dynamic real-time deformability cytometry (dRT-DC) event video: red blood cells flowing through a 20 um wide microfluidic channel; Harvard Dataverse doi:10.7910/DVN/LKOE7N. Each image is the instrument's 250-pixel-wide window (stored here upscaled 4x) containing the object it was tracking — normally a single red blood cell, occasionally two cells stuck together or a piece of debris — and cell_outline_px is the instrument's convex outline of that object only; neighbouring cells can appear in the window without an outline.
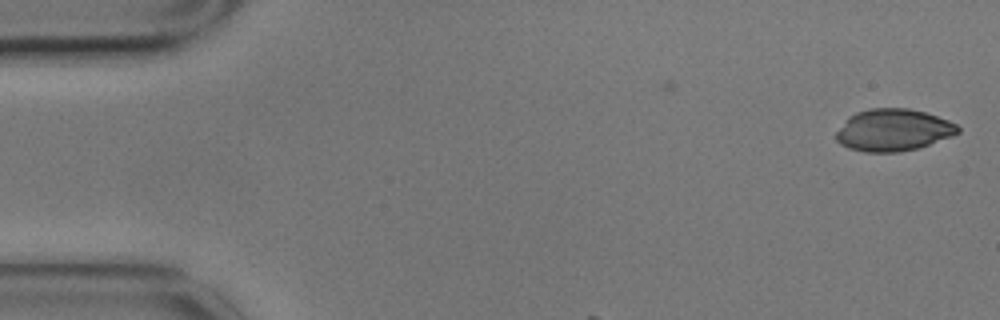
{"species": "common noctule bat (a hibernating species)", "species_latin": "Nyctalus noctula", "temperature_condition": "cold", "stored_images_in_passage": 8, "camera_frame_rate_fps": 3000, "um_per_image_px": 0.085, "animal": {"sex": "male", "body_mass_g": 17.9}, "frame": {"image": 1, "passage_image": 1, "time_ms": 0.0, "image_size_px": [1000, 320], "cell_outline_px": [[960, 132], [952, 136], [916, 148], [900, 152], [864, 152], [848, 148], [840, 144], [836, 140], [836, 132], [848, 116], [856, 112], [868, 108], [908, 108], [924, 112], [948, 120], [956, 124], [960, 128]], "centroid_in_image_um": [75.89, 11.05], "position_along_channel_um": 9.1, "area_um2": 29.82}}